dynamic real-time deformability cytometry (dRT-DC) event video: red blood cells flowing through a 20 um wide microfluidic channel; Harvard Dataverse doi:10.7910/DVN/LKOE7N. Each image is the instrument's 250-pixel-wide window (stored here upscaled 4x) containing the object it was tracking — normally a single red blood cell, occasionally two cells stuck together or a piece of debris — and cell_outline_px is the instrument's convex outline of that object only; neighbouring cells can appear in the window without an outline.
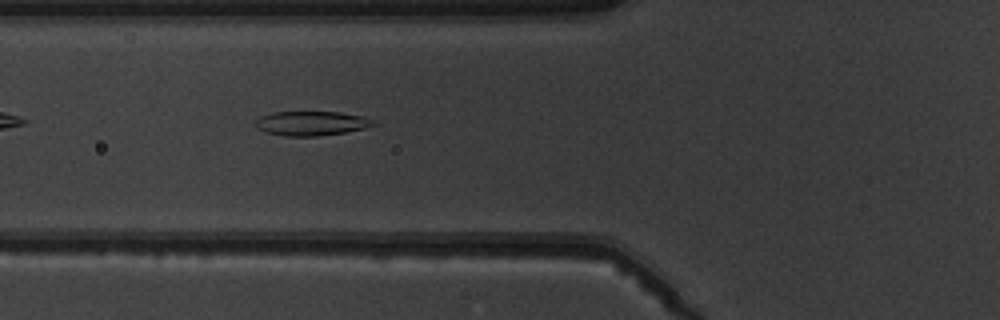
{"species": "common noctule bat (a hibernating species)", "species_latin": "Nyctalus noctula", "temperature_condition": "warm", "stored_images_in_passage": 6, "camera_frame_rate_fps": 3000, "um_per_image_px": 0.085, "animal": {"sex": "male", "body_mass_g": 19.5, "forearm_length_mm": 54.6}, "frame": {"image": 1, "passage_image": 6, "time_ms": 6.0, "image_size_px": [1000, 320], "cell_outline_px": [[380, 124], [364, 128], [344, 132], [316, 136], [284, 136], [268, 132], [256, 128], [256, 120], [260, 116], [272, 112], [340, 112], [360, 116], [372, 120]], "centroid_in_image_um": [26.46, 10.48], "position_along_channel_um": 99.3, "area_um2": 16.59}}